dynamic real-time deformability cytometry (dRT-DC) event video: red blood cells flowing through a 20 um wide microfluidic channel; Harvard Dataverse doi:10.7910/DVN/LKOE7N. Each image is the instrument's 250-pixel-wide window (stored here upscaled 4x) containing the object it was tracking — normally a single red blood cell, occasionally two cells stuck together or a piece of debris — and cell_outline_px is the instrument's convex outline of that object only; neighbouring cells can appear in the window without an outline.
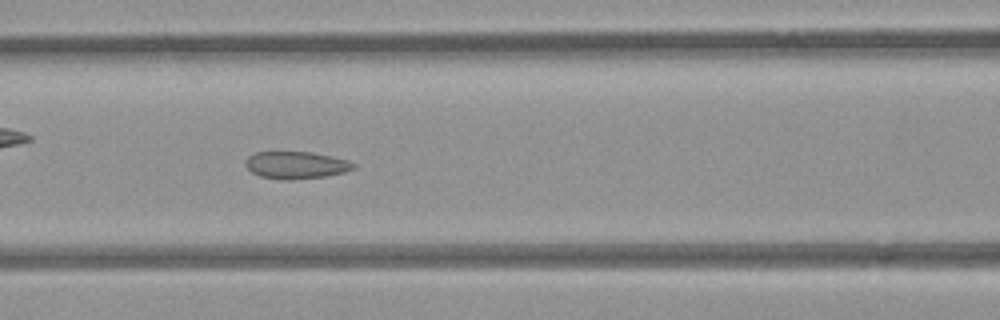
{"species": "common noctule bat (a hibernating species)", "species_latin": "Nyctalus noctula", "temperature_condition": "room temperature", "stored_images_in_passage": 46, "camera_frame_rate_fps": 3000, "um_per_image_px": 0.085, "animal": {"sex": "female", "body_mass_g": 21.9}, "frame": {"image": 1, "passage_image": 22, "time_ms": 7.0, "image_size_px": [1000, 320], "cell_outline_px": [[356, 168], [344, 172], [324, 176], [288, 180], [280, 180], [260, 176], [252, 172], [244, 164], [244, 160], [248, 156], [256, 152], [312, 152], [332, 156], [348, 160], [356, 164]], "centroid_in_image_um": [25.16, 14.03], "position_along_channel_um": 141.4, "area_um2": 17.22}}
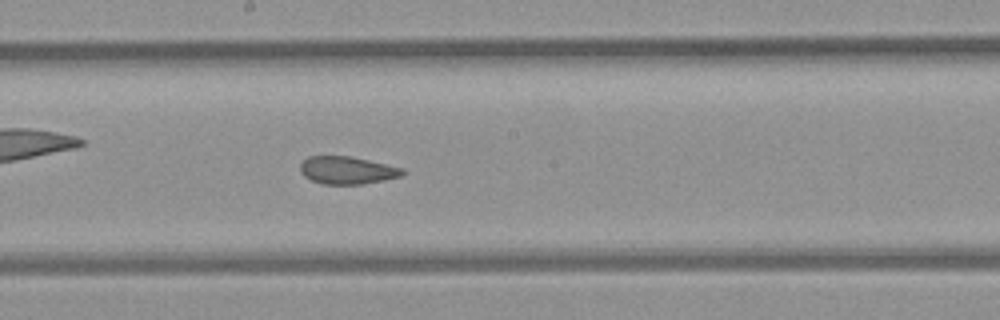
{"frame": {"image": 2, "passage_image": 28, "time_ms": 9.0, "image_size_px": [1000, 320], "cell_outline_px": [[404, 172], [400, 176], [384, 180], [364, 184], [324, 184], [312, 180], [304, 176], [300, 172], [300, 164], [308, 156], [348, 156], [368, 160], [404, 168]], "centroid_in_image_um": [29.49, 14.47], "position_along_channel_um": 218.7, "area_um2": 16.36}}
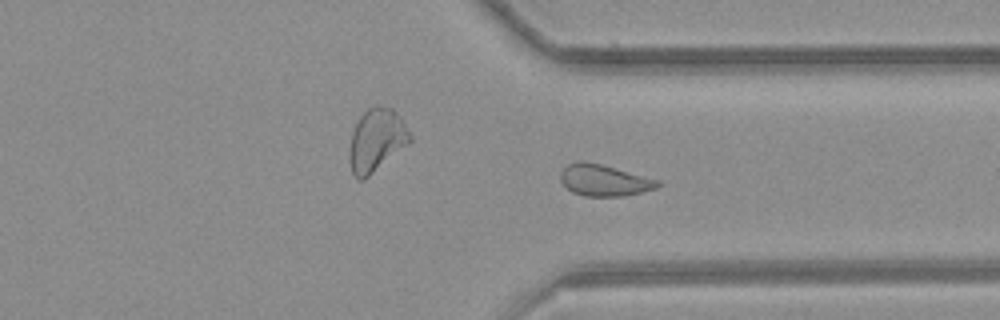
{"frame": {"image": 3, "passage_image": 39, "time_ms": 12.667, "image_size_px": [1000, 320], "cell_outline_px": [[660, 184], [656, 188], [624, 196], [584, 196], [572, 192], [560, 180], [560, 172], [568, 164], [580, 160], [584, 160], [600, 164], [660, 180]], "centroid_in_image_um": [51.33, 15.32], "position_along_channel_um": 360.1, "area_um2": 17.69}}